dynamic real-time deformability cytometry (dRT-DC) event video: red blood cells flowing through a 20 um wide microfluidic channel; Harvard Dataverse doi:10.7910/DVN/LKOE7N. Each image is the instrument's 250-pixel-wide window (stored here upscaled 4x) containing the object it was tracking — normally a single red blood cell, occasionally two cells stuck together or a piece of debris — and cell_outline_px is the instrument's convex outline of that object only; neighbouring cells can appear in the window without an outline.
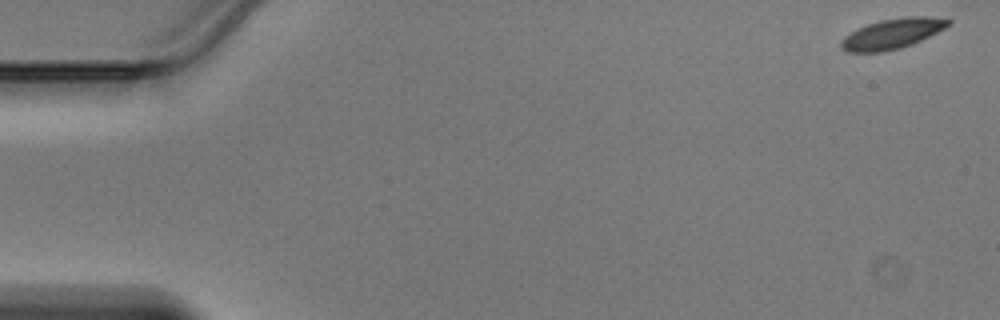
{"species": "Egyptian fruit bat (a non-hibernating species)", "species_latin": "Rousettus aegyptiacus", "temperature_condition": "warm", "stored_images_in_passage": 15, "camera_frame_rate_fps": 3000, "um_per_image_px": 0.085, "animal": {"sex": "male"}, "frame": {"image": 1, "passage_image": 1, "time_ms": 0.0, "image_size_px": [1000, 320], "cell_outline_px": [[952, 24], [912, 44], [900, 48], [884, 52], [848, 52], [840, 48], [840, 40], [844, 36], [868, 24], [880, 20], [908, 16], [928, 16], [952, 20]], "centroid_in_image_um": [75.83, 2.87], "position_along_channel_um": 9.2, "area_um2": 18.73}}
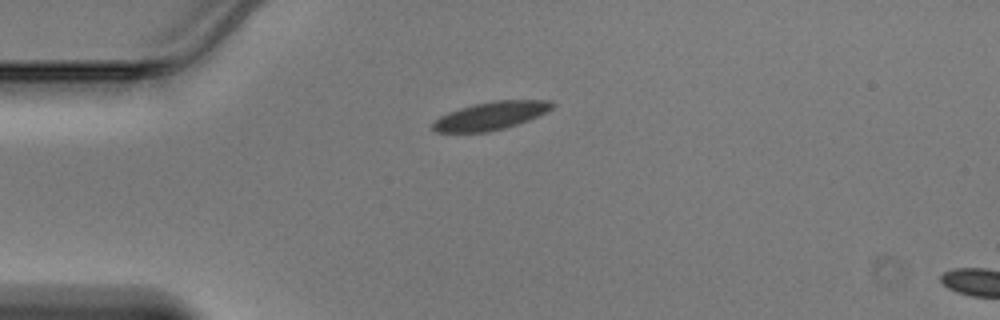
{"frame": {"image": 2, "passage_image": 12, "time_ms": 3.667, "image_size_px": [1000, 320], "cell_outline_px": [[556, 104], [552, 108], [528, 120], [504, 128], [488, 132], [436, 132], [432, 128], [432, 124], [440, 116], [448, 112], [460, 108], [476, 104], [496, 100], [552, 100]], "centroid_in_image_um": [41.71, 9.83], "position_along_channel_um": 43.3, "area_um2": 19.25}}